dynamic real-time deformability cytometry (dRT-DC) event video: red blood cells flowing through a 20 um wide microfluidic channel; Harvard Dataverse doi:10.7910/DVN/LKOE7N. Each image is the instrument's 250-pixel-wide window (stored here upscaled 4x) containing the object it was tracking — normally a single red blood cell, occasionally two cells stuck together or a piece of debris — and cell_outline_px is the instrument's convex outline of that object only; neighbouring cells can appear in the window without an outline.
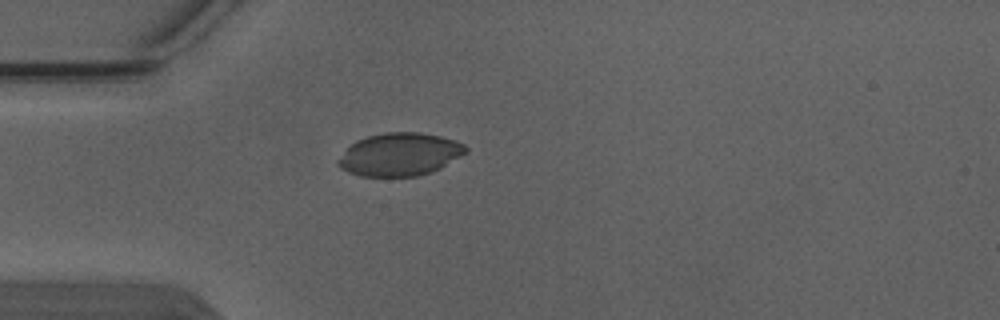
{"species": "Egyptian fruit bat (a non-hibernating species)", "species_latin": "Rousettus aegyptiacus", "temperature_condition": "warm", "stored_images_in_passage": 1, "camera_frame_rate_fps": 3000, "um_per_image_px": 0.085, "animal": {"sex": "male"}, "frame": {"image": 1, "passage_image": 1, "time_ms": 0.0, "image_size_px": [1000, 320], "cell_outline_px": [[468, 152], [440, 168], [432, 172], [420, 176], [360, 176], [348, 172], [340, 168], [336, 164], [336, 160], [356, 140], [368, 136], [384, 132], [420, 132], [440, 136], [456, 140], [464, 144], [468, 148]], "centroid_in_image_um": [33.99, 13.12], "position_along_channel_um": 51.0, "area_um2": 32.08}}